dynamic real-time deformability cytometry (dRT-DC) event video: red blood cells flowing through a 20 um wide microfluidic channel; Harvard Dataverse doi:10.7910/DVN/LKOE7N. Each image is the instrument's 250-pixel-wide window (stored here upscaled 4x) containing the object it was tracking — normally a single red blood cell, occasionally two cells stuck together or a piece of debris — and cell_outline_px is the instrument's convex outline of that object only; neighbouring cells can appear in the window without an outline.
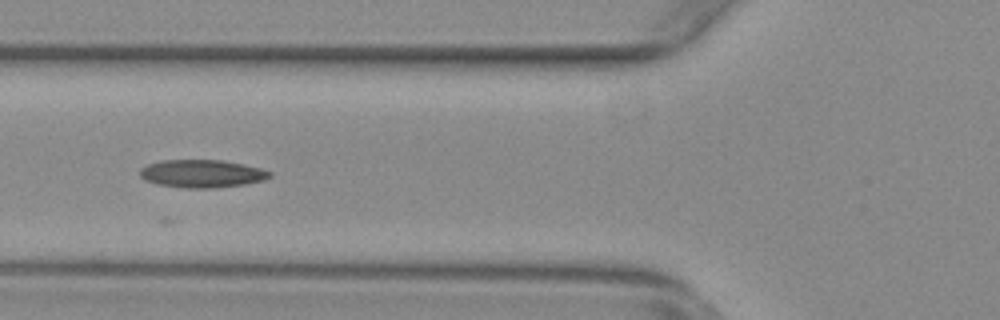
{"species": "common noctule bat (a hibernating species)", "species_latin": "Nyctalus noctula", "temperature_condition": "warm", "stored_images_in_passage": 28, "camera_frame_rate_fps": 3000, "um_per_image_px": 0.085, "animal": {"sex": "female", "body_mass_g": 29.2, "forearm_length_mm": 56.3}, "frame": {"image": 1, "passage_image": 20, "time_ms": 6.333, "image_size_px": [1000, 320], "cell_outline_px": [[272, 176], [264, 180], [244, 184], [216, 188], [184, 188], [160, 184], [144, 180], [140, 176], [140, 168], [148, 164], [160, 160], [224, 160], [244, 164], [260, 168], [272, 172]], "centroid_in_image_um": [17.18, 14.75], "position_along_channel_um": 108.6, "area_um2": 21.15}}
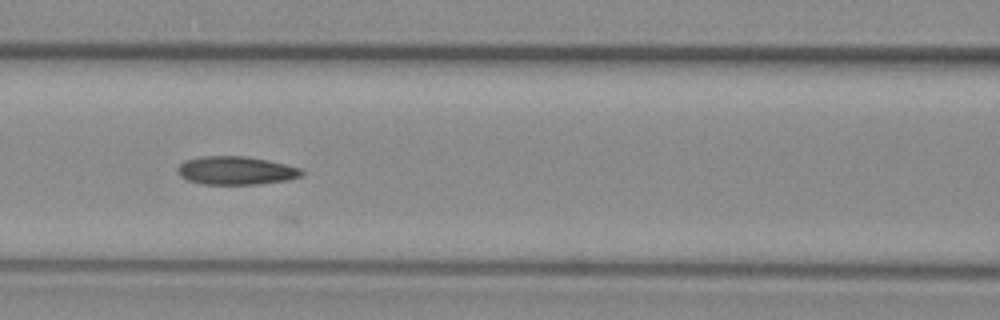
{"frame": {"image": 2, "passage_image": 23, "time_ms": 7.333, "image_size_px": [1000, 320], "cell_outline_px": [[304, 172], [300, 176], [288, 180], [260, 184], [200, 184], [188, 180], [180, 176], [176, 172], [176, 168], [184, 160], [200, 156], [244, 156], [268, 160], [300, 168]], "centroid_in_image_um": [20.01, 14.49], "position_along_channel_um": 146.6, "area_um2": 20.58}}
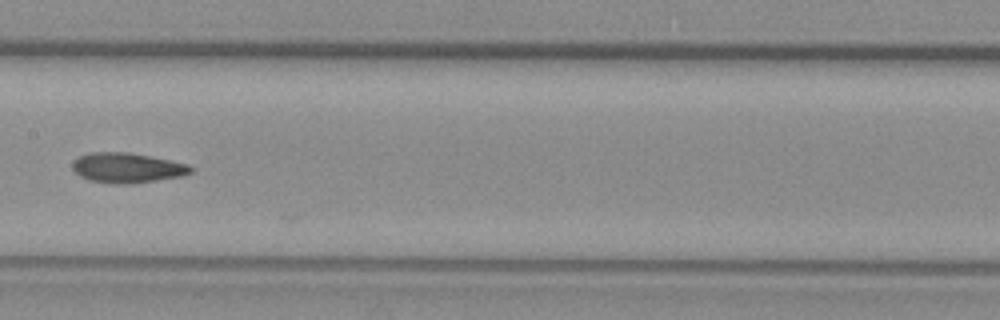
{"frame": {"image": 3, "passage_image": 27, "time_ms": 8.667, "image_size_px": [1000, 320], "cell_outline_px": [[196, 168], [192, 172], [184, 176], [132, 184], [116, 184], [88, 180], [80, 176], [72, 168], [72, 164], [80, 156], [88, 152], [128, 152], [188, 164]], "centroid_in_image_um": [10.84, 14.27], "position_along_channel_um": 196.6, "area_um2": 20.75}}